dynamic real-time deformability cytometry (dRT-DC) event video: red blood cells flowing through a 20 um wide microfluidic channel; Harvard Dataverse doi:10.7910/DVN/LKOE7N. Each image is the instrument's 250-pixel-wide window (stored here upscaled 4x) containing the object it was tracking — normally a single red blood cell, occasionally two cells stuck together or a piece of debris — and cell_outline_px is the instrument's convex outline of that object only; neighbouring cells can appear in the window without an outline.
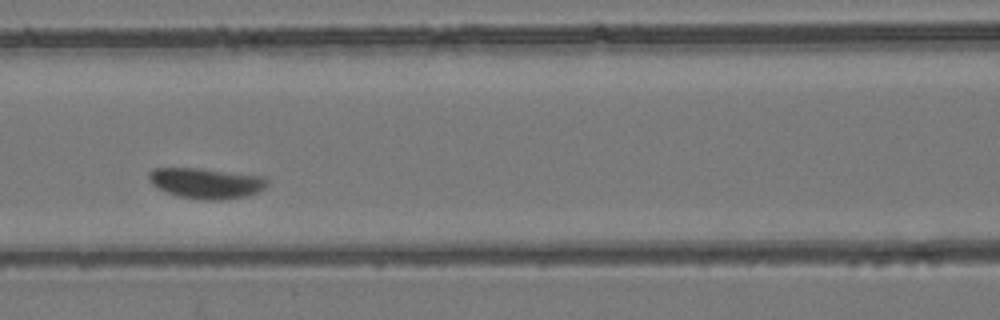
{"species": "common noctule bat (a hibernating species)", "species_latin": "Nyctalus noctula", "temperature_condition": "room temperature", "stored_images_in_passage": 8, "camera_frame_rate_fps": 3000, "um_per_image_px": 0.085, "animal": {"sex": "female", "body_mass_g": 24.6, "forearm_length_mm": 56.2}, "frame": {"image": 1, "passage_image": 6, "time_ms": 5.667, "image_size_px": [1000, 320], "cell_outline_px": [[268, 184], [264, 188], [248, 196], [220, 200], [208, 200], [180, 196], [156, 188], [148, 180], [148, 172], [152, 168], [200, 168], [264, 176], [268, 180]], "centroid_in_image_um": [17.51, 15.56], "position_along_channel_um": 149.1, "area_um2": 21.1}}
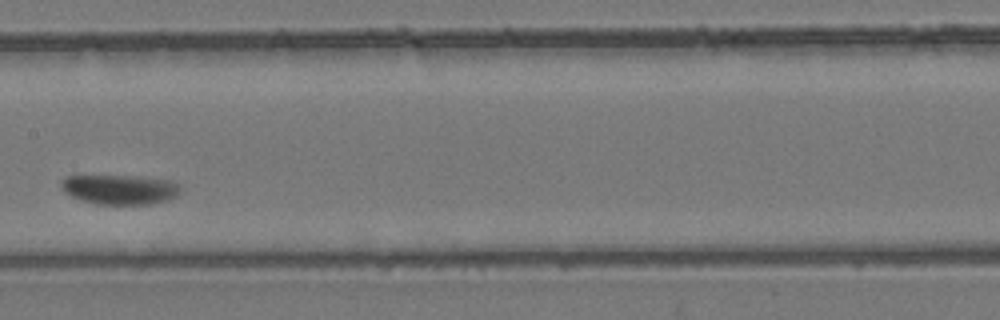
{"frame": {"image": 2, "passage_image": 7, "time_ms": 7.0, "image_size_px": [1000, 320], "cell_outline_px": [[180, 192], [176, 196], [168, 200], [152, 204], [96, 204], [72, 196], [64, 192], [60, 184], [60, 180], [64, 176], [132, 176], [172, 180], [180, 184]], "centroid_in_image_um": [10.21, 16.1], "position_along_channel_um": 197.2, "area_um2": 20.69}}
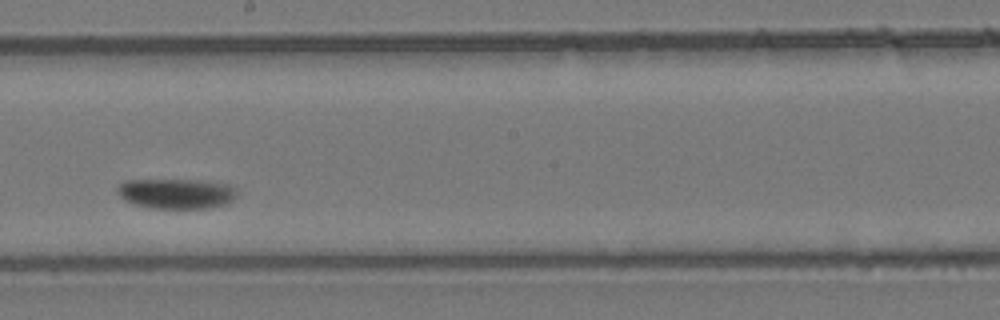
{"frame": {"image": 3, "passage_image": 8, "time_ms": 8.0, "image_size_px": [1000, 320], "cell_outline_px": [[236, 196], [232, 200], [224, 204], [208, 208], [152, 208], [136, 204], [124, 200], [116, 192], [116, 188], [124, 180], [208, 180], [228, 184], [236, 188]], "centroid_in_image_um": [14.99, 16.44], "position_along_channel_um": 233.2, "area_um2": 21.1}}